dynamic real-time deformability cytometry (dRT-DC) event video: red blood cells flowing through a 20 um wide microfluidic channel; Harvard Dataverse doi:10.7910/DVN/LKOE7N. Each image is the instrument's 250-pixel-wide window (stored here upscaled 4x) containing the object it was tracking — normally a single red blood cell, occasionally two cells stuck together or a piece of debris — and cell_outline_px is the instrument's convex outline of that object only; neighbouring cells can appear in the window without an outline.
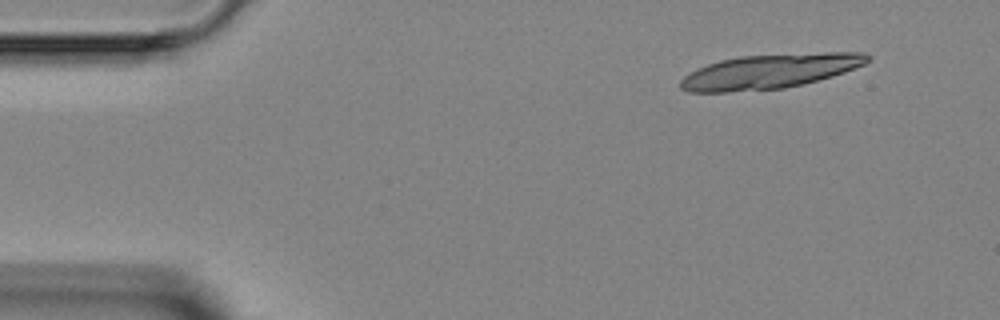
{"species": "Egyptian fruit bat (a non-hibernating species)", "species_latin": "Rousettus aegyptiacus", "temperature_condition": "room temperature", "stored_images_in_passage": 4, "camera_frame_rate_fps": 3000, "um_per_image_px": 0.085, "animal": {"sex": "female"}, "frame": {"image": 1, "passage_image": 1, "time_ms": 0.0, "image_size_px": [1000, 320], "cell_outline_px": [[872, 60], [864, 64], [844, 72], [832, 76], [784, 88], [728, 92], [688, 92], [680, 88], [680, 80], [688, 72], [696, 68], [720, 60], [740, 56], [824, 52], [864, 52], [872, 56]], "centroid_in_image_um": [65.42, 6.05], "position_along_channel_um": 19.6, "area_um2": 37.63}}
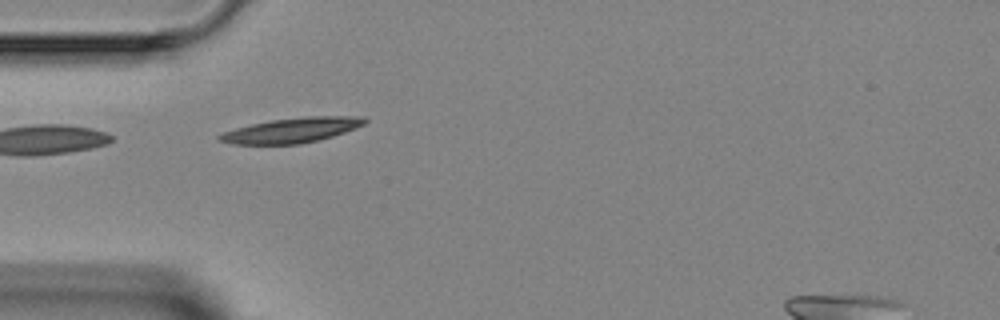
{"frame": {"image": 2, "passage_image": 3, "time_ms": 3.333, "image_size_px": [1000, 320], "cell_outline_px": [[368, 120], [364, 124], [356, 128], [332, 136], [300, 144], [232, 144], [220, 140], [216, 136], [224, 132], [236, 128], [252, 124], [272, 120], [304, 116], [368, 116]], "centroid_in_image_um": [24.85, 11.06], "position_along_channel_um": 60.2, "area_um2": 20.98}}
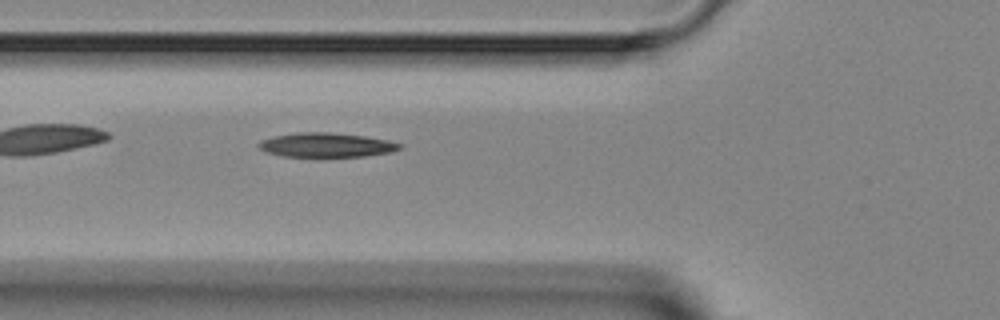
{"frame": {"image": 3, "passage_image": 4, "time_ms": 4.333, "image_size_px": [1000, 320], "cell_outline_px": [[404, 148], [392, 152], [364, 156], [316, 160], [280, 156], [264, 152], [256, 144], [260, 140], [276, 136], [296, 132], [328, 132], [364, 136], [388, 140], [404, 144]], "centroid_in_image_um": [27.72, 12.38], "position_along_channel_um": 98.1, "area_um2": 21.27}}